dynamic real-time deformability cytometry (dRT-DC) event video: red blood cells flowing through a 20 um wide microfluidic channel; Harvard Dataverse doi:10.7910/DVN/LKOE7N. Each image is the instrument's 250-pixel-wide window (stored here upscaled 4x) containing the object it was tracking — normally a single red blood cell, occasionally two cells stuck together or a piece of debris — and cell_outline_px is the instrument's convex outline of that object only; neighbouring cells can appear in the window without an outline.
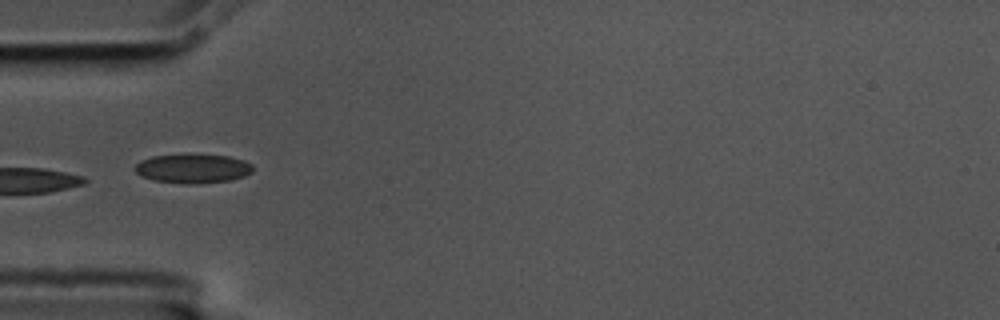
{"species": "common noctule bat (a hibernating species)", "species_latin": "Nyctalus noctula", "temperature_condition": "cold", "stored_images_in_passage": 7, "camera_frame_rate_fps": 3000, "um_per_image_px": 0.085, "animal": {"sex": "male", "body_mass_g": 17.5, "forearm_length_mm": 52.3}, "frame": {"image": 1, "passage_image": 1, "time_ms": 0.0, "image_size_px": [1000, 320], "cell_outline_px": [[252, 172], [244, 176], [232, 180], [192, 184], [184, 184], [152, 180], [140, 176], [136, 172], [136, 164], [140, 160], [152, 156], [184, 152], [228, 156], [244, 160], [252, 164]], "centroid_in_image_um": [16.37, 14.29], "position_along_channel_um": 68.6, "area_um2": 20.69}}